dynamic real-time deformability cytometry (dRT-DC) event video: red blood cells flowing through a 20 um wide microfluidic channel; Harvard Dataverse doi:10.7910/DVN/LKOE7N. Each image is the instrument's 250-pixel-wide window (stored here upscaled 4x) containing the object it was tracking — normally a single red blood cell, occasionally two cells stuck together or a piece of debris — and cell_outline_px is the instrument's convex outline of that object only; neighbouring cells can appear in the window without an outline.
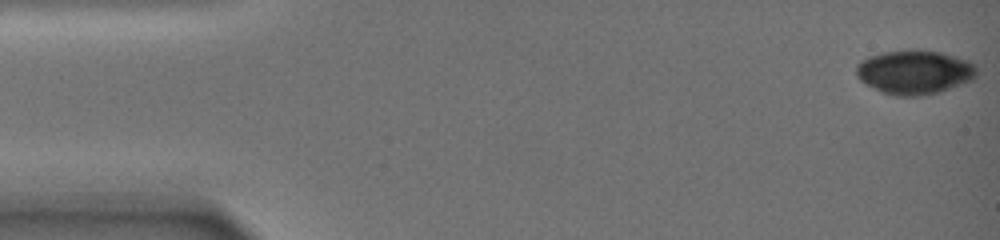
{"species": "common noctule bat (a hibernating species)", "species_latin": "Nyctalus noctula", "temperature_condition": "warm", "stored_images_in_passage": 17, "camera_frame_rate_fps": 3000, "um_per_image_px": 0.085, "animal": {"sex": "female", "body_mass_g": 19.0, "forearm_length_mm": 51.5}, "frame": {"image": 1, "passage_image": 1, "time_ms": 0.0, "image_size_px": [1000, 240], "cell_outline_px": [[976, 76], [972, 80], [940, 92], [920, 96], [896, 96], [884, 92], [864, 84], [856, 76], [856, 64], [860, 60], [868, 56], [884, 52], [940, 52], [968, 60], [976, 64]], "centroid_in_image_um": [77.72, 6.16], "position_along_channel_um": 7.3, "area_um2": 30.52}}
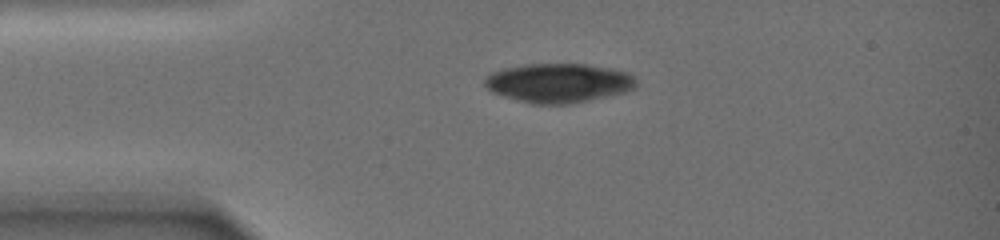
{"frame": {"image": 2, "passage_image": 12, "time_ms": 4.333, "image_size_px": [1000, 240], "cell_outline_px": [[636, 88], [624, 92], [608, 96], [568, 104], [532, 104], [504, 96], [492, 92], [484, 84], [484, 76], [488, 72], [500, 68], [524, 64], [584, 64], [612, 68], [628, 72], [636, 76]], "centroid_in_image_um": [47.46, 7.03], "position_along_channel_um": 37.5, "area_um2": 34.97}}